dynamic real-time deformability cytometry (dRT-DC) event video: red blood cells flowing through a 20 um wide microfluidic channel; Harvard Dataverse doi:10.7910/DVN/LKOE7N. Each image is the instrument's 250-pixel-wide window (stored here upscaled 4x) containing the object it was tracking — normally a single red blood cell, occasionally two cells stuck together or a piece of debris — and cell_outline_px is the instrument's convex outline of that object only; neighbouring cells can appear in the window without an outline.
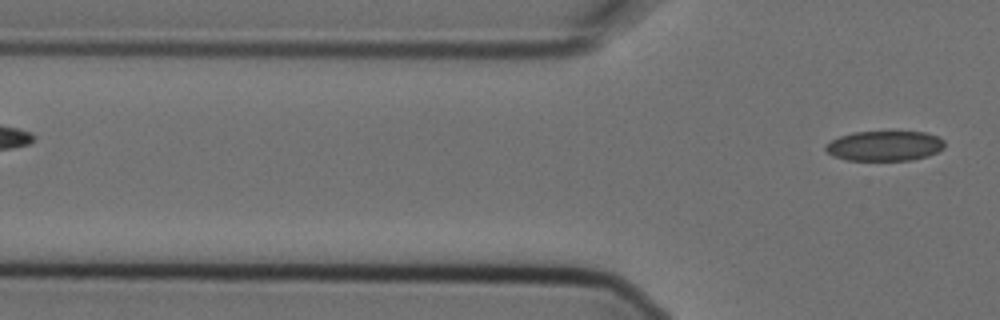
{"species": "Egyptian fruit bat (a non-hibernating species)", "species_latin": "Rousettus aegyptiacus", "temperature_condition": "cold", "stored_images_in_passage": 4, "camera_frame_rate_fps": 3000, "um_per_image_px": 0.085, "animal": {"sex": "female"}, "frame": {"image": 1, "passage_image": 4, "time_ms": 1.0, "image_size_px": [1000, 320], "cell_outline_px": [[944, 148], [928, 156], [912, 160], [848, 160], [832, 156], [824, 148], [832, 140], [840, 136], [852, 132], [924, 132], [936, 136], [944, 140]], "centroid_in_image_um": [75.2, 12.4], "position_along_channel_um": 50.6, "area_um2": 20.69}}